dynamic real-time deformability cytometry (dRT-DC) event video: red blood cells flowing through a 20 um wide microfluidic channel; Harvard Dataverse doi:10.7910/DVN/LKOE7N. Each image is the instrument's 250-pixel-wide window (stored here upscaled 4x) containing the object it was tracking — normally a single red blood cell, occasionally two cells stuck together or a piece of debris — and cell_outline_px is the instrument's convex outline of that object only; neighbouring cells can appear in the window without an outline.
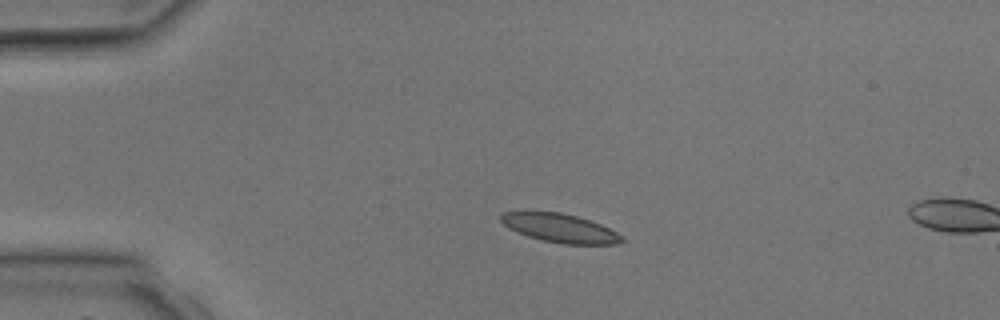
{"species": "common noctule bat (a hibernating species)", "species_latin": "Nyctalus noctula", "temperature_condition": "room temperature", "stored_images_in_passage": 3, "camera_frame_rate_fps": 3000, "um_per_image_px": 0.085, "animal": {"sex": "male", "body_mass_g": 17.9, "forearm_length_mm": 54.2}, "frame": {"image": 1, "passage_image": 2, "time_ms": 2.0, "image_size_px": [1000, 320], "cell_outline_px": [[628, 240], [616, 244], [564, 244], [544, 240], [528, 236], [508, 228], [500, 220], [500, 212], [560, 212], [576, 216], [600, 224], [624, 236]], "centroid_in_image_um": [47.63, 19.39], "position_along_channel_um": 37.4, "area_um2": 20.06}}